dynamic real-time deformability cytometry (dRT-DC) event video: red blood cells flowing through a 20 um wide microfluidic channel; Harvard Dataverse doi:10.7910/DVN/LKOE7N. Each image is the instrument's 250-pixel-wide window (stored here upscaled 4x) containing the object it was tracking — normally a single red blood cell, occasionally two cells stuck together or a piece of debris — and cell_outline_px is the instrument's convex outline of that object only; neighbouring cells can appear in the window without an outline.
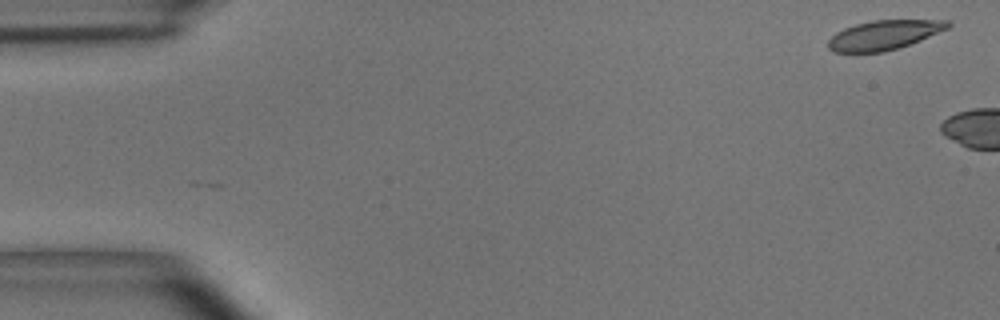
{"species": "common noctule bat (a hibernating species)", "species_latin": "Nyctalus noctula", "temperature_condition": "room temperature", "stored_images_in_passage": 3, "camera_frame_rate_fps": 3000, "um_per_image_px": 0.085, "animal": {"sex": "male", "body_mass_g": 15.6}, "frame": {"image": 1, "passage_image": 1, "time_ms": 0.0, "image_size_px": [1000, 320], "cell_outline_px": [[952, 24], [948, 28], [920, 40], [884, 52], [832, 52], [828, 48], [828, 40], [836, 32], [844, 28], [856, 24], [872, 20], [948, 20]], "centroid_in_image_um": [75.11, 2.97], "position_along_channel_um": 9.9, "area_um2": 20.35}}